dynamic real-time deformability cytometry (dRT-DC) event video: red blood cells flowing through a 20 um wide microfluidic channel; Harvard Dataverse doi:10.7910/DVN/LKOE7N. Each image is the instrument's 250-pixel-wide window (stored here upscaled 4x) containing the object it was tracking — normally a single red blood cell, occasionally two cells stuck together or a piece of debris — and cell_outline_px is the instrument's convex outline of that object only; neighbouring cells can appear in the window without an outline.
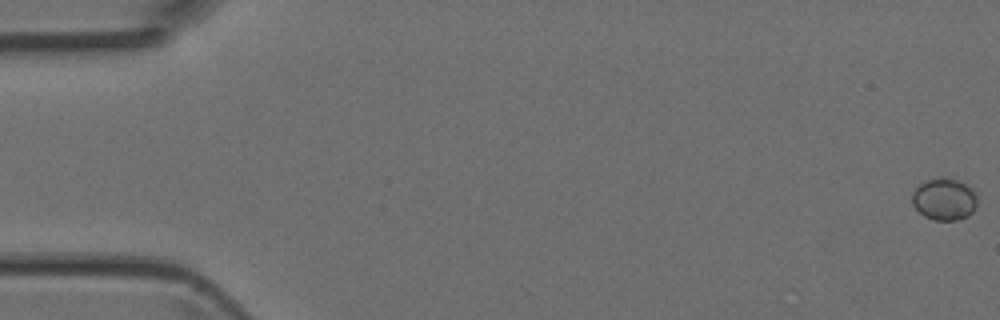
{"species": "Egyptian fruit bat (a non-hibernating species)", "species_latin": "Rousettus aegyptiacus", "temperature_condition": "room temperature", "stored_images_in_passage": 8, "camera_frame_rate_fps": 3000, "um_per_image_px": 0.085, "animal": {"sex": "female"}, "frame": {"image": 1, "passage_image": 1, "time_ms": 0.0, "image_size_px": [1000, 320], "cell_outline_px": [[976, 208], [968, 216], [956, 220], [932, 220], [924, 216], [912, 204], [912, 192], [924, 180], [936, 176], [944, 176], [960, 180], [972, 188], [976, 196]], "centroid_in_image_um": [80.25, 16.9], "position_along_channel_um": 4.7, "area_um2": 16.3}}